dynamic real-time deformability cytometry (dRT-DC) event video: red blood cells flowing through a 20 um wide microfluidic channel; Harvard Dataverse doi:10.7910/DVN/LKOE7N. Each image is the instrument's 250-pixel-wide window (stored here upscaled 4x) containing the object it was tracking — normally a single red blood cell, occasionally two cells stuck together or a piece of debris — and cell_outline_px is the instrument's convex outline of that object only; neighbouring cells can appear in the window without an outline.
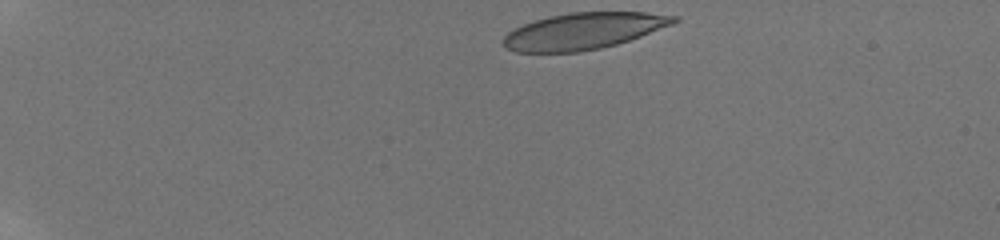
{"species": "human", "species_latin": "Homo sapiens", "temperature_condition": "room temperature", "stored_images_in_passage": 33, "camera_frame_rate_fps": 3000, "um_per_image_px": 0.085, "donor": {"sex": "male"}, "frame": {"image": 1, "passage_image": 1, "time_ms": 0.0, "image_size_px": [1000, 240], "cell_outline_px": [[680, 20], [672, 24], [640, 36], [616, 44], [600, 48], [580, 52], [516, 52], [508, 48], [500, 40], [508, 32], [524, 24], [548, 16], [568, 12], [644, 12], [680, 16]], "centroid_in_image_um": [49.6, 2.63], "position_along_channel_um": 35.4, "area_um2": 36.13}}
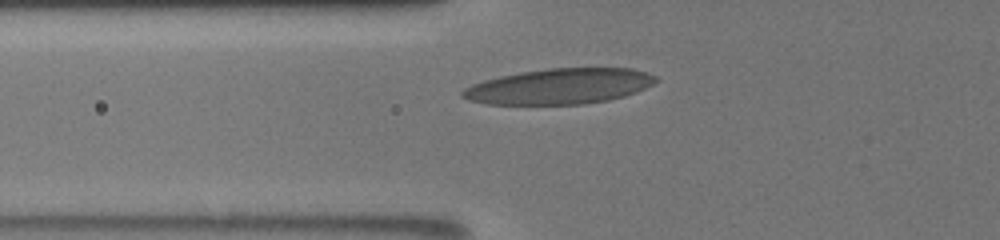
{"frame": {"image": 2, "passage_image": 16, "time_ms": 3.667, "image_size_px": [1000, 240], "cell_outline_px": [[656, 80], [652, 84], [636, 92], [624, 96], [608, 100], [584, 104], [484, 104], [468, 100], [460, 96], [460, 92], [464, 88], [472, 84], [484, 80], [500, 76], [520, 72], [548, 68], [632, 68], [656, 76]], "centroid_in_image_um": [47.5, 7.34], "position_along_channel_um": 78.3, "area_um2": 40.0}}
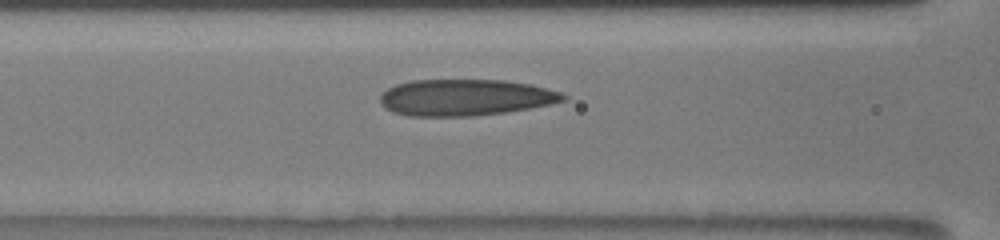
{"frame": {"image": 3, "passage_image": 22, "time_ms": 5.0, "image_size_px": [1000, 240], "cell_outline_px": [[568, 96], [564, 100], [548, 104], [528, 108], [504, 112], [472, 116], [408, 116], [392, 112], [384, 108], [380, 104], [380, 96], [388, 88], [396, 84], [412, 80], [504, 80], [528, 84], [560, 92]], "centroid_in_image_um": [39.48, 8.29], "position_along_channel_um": 127.1, "area_um2": 38.67}}